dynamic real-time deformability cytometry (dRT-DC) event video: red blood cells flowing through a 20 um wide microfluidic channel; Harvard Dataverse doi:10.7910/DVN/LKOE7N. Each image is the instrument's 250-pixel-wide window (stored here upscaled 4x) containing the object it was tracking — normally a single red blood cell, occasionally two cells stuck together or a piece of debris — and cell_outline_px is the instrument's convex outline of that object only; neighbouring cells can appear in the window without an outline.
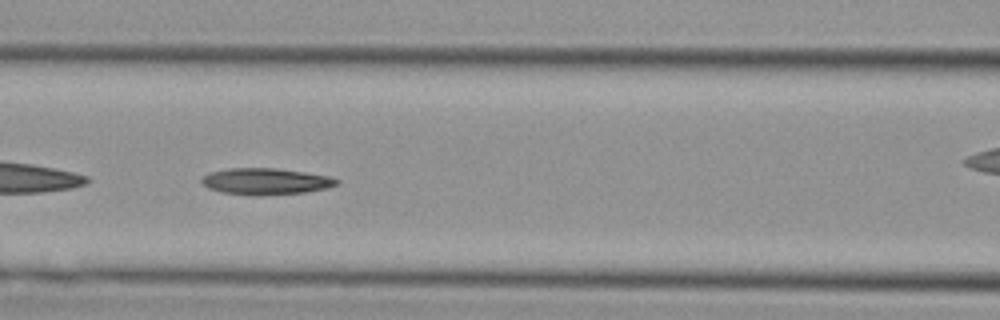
{"species": "Egyptian fruit bat (a non-hibernating species)", "species_latin": "Rousettus aegyptiacus", "temperature_condition": "cold", "stored_images_in_passage": 47, "segment_of_instrument_passage": [2, 2], "camera_frame_rate_fps": 3000, "um_per_image_px": 0.085, "animal": {"sex": "female"}, "frame": {"image": 1, "passage_image": 20, "time_ms": 6.333, "image_size_px": [1000, 320], "cell_outline_px": [[340, 184], [328, 188], [304, 192], [264, 196], [256, 196], [220, 192], [208, 188], [200, 180], [208, 172], [228, 168], [276, 168], [304, 172], [328, 176], [340, 180]], "centroid_in_image_um": [22.59, 15.42], "position_along_channel_um": 144.0, "area_um2": 21.04}}
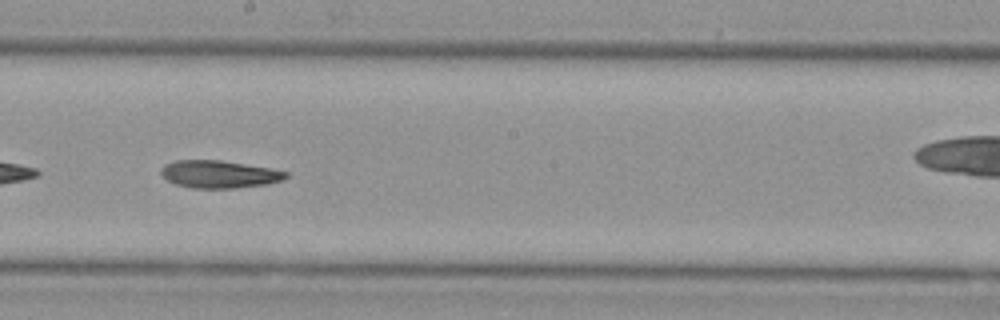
{"frame": {"image": 2, "passage_image": 26, "time_ms": 8.333, "image_size_px": [1000, 320], "cell_outline_px": [[288, 176], [284, 180], [264, 184], [236, 188], [192, 188], [176, 184], [168, 180], [160, 172], [160, 168], [164, 164], [176, 160], [220, 160], [268, 168], [288, 172]], "centroid_in_image_um": [18.6, 14.8], "position_along_channel_um": 229.6, "area_um2": 19.88}}
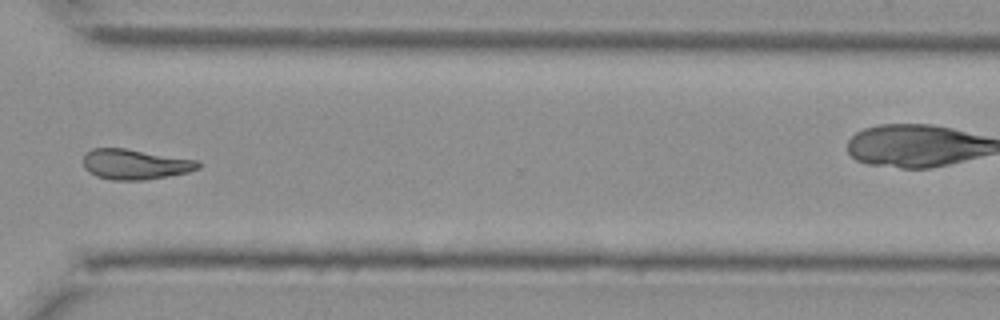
{"frame": {"image": 3, "passage_image": 35, "time_ms": 11.333, "image_size_px": [1000, 320], "cell_outline_px": [[200, 168], [188, 172], [168, 176], [144, 180], [112, 180], [96, 176], [88, 172], [84, 168], [84, 152], [92, 148], [124, 148], [200, 160]], "centroid_in_image_um": [11.48, 13.96], "position_along_channel_um": 359.1, "area_um2": 20.46}}